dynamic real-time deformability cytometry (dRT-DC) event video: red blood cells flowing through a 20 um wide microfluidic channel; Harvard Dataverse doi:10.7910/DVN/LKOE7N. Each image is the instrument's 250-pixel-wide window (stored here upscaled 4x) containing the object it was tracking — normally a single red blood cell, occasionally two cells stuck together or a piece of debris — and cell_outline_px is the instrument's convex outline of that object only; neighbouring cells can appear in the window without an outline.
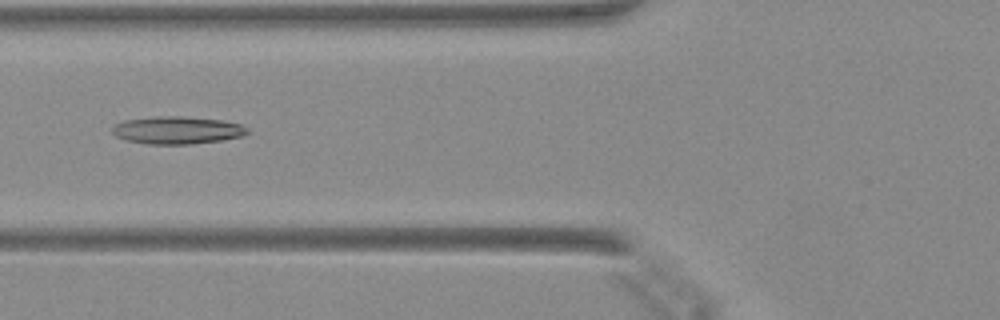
{"species": "Egyptian fruit bat (a non-hibernating species)", "species_latin": "Rousettus aegyptiacus", "temperature_condition": "warm", "stored_images_in_passage": 36, "camera_frame_rate_fps": 3000, "um_per_image_px": 0.085, "animal": {"sex": "female"}, "frame": {"image": 1, "passage_image": 13, "time_ms": 4.0, "image_size_px": [1000, 320], "cell_outline_px": [[248, 132], [244, 136], [220, 140], [192, 144], [148, 144], [128, 140], [116, 136], [112, 132], [112, 128], [116, 124], [124, 120], [156, 116], [180, 116], [220, 120], [240, 124], [248, 128]], "centroid_in_image_um": [15.06, 11.06], "position_along_channel_um": 110.7, "area_um2": 21.56}}
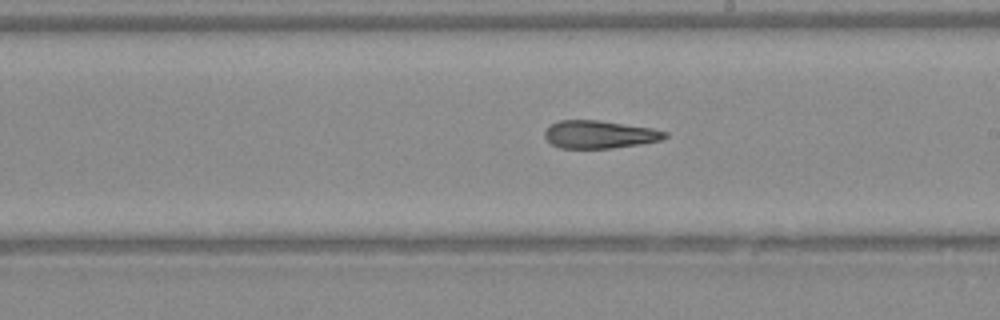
{"frame": {"image": 2, "passage_image": 22, "time_ms": 7.0, "image_size_px": [1000, 320], "cell_outline_px": [[668, 136], [660, 140], [640, 144], [612, 148], [560, 148], [552, 144], [544, 136], [544, 132], [552, 124], [560, 120], [600, 120], [652, 128], [668, 132]], "centroid_in_image_um": [50.97, 11.42], "position_along_channel_um": 238.0, "area_um2": 19.42}}
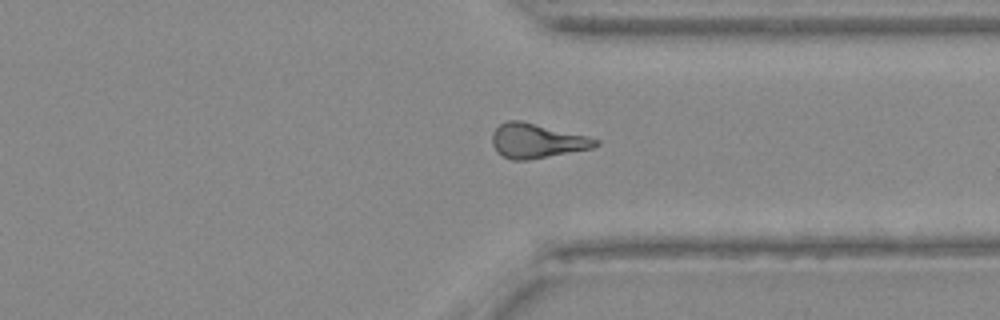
{"frame": {"image": 3, "passage_image": 31, "time_ms": 10.0, "image_size_px": [1000, 320], "cell_outline_px": [[600, 144], [592, 148], [528, 160], [512, 160], [496, 152], [492, 144], [492, 132], [500, 124], [508, 120], [520, 120], [588, 136], [600, 140]], "centroid_in_image_um": [45.62, 11.97], "position_along_channel_um": 365.8, "area_um2": 20.75}}